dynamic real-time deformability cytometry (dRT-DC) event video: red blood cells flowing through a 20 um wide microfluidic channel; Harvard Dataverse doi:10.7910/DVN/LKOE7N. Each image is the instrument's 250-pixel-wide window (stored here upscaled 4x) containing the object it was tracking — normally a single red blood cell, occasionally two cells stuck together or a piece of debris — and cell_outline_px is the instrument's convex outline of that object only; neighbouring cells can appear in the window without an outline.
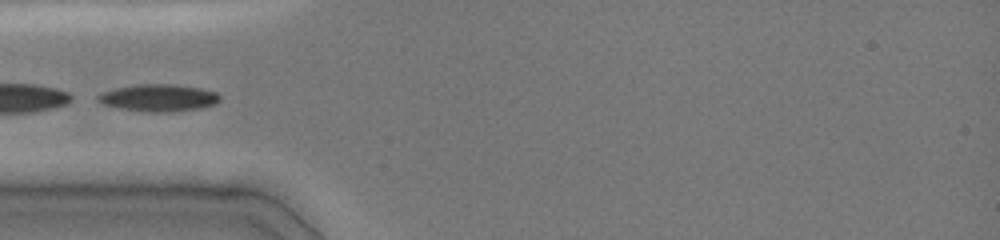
{"species": "common noctule bat (a hibernating species)", "species_latin": "Nyctalus noctula", "temperature_condition": "cold", "stored_images_in_passage": 12, "camera_frame_rate_fps": 3000, "um_per_image_px": 0.085, "animal": {"sex": "female", "body_mass_g": 19.0, "forearm_length_mm": 51.5}, "frame": {"image": 1, "passage_image": 1, "time_ms": 0.0, "image_size_px": [1000, 240], "cell_outline_px": [[220, 100], [216, 104], [200, 108], [172, 112], [148, 112], [120, 108], [104, 104], [96, 100], [96, 96], [100, 92], [116, 88], [136, 84], [176, 84], [200, 88], [216, 92], [220, 96]], "centroid_in_image_um": [13.48, 8.31], "position_along_channel_um": 71.5, "area_um2": 19.42}}